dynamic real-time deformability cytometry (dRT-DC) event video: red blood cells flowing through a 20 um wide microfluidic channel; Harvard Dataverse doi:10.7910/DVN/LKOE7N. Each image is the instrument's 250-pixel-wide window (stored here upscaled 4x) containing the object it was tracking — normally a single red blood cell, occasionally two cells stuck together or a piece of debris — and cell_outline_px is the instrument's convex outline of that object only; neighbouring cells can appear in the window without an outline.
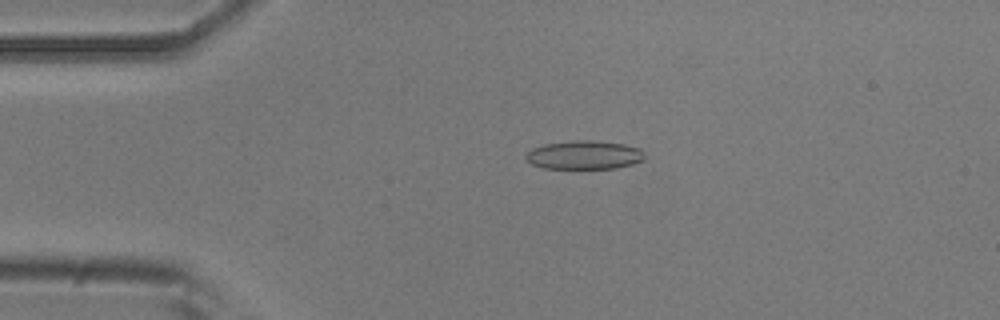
{"species": "common noctule bat (a hibernating species)", "species_latin": "Nyctalus noctula", "temperature_condition": "room temperature", "stored_images_in_passage": 44, "camera_frame_rate_fps": 3000, "um_per_image_px": 0.085, "animal": {"sex": "male", "body_mass_g": 20.5, "forearm_length_mm": 52.5}, "frame": {"image": 1, "passage_image": 3, "time_ms": 0.667, "image_size_px": [1000, 320], "cell_outline_px": [[644, 160], [632, 164], [616, 168], [544, 168], [532, 164], [524, 156], [532, 148], [544, 144], [572, 140], [592, 140], [624, 144], [640, 148], [644, 152]], "centroid_in_image_um": [49.67, 13.16], "position_along_channel_um": 35.3, "area_um2": 19.83}}
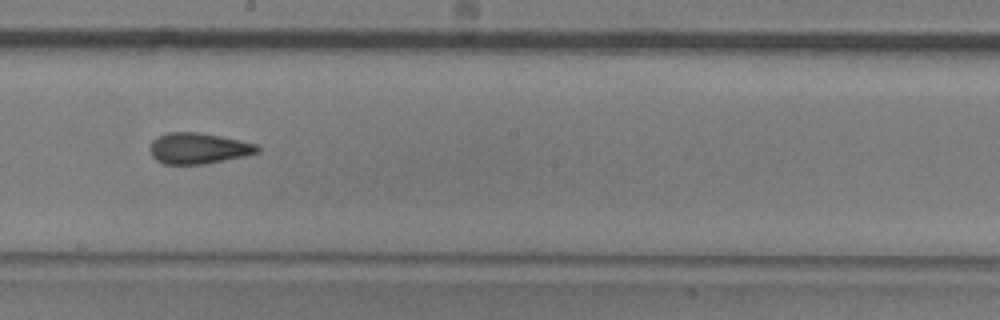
{"frame": {"image": 2, "passage_image": 21, "time_ms": 6.667, "image_size_px": [1000, 320], "cell_outline_px": [[260, 152], [244, 156], [204, 164], [164, 164], [156, 160], [152, 156], [148, 148], [152, 140], [156, 136], [168, 132], [196, 132], [220, 136], [240, 140], [256, 144], [260, 148]], "centroid_in_image_um": [16.82, 12.6], "position_along_channel_um": 231.4, "area_um2": 19.48}}
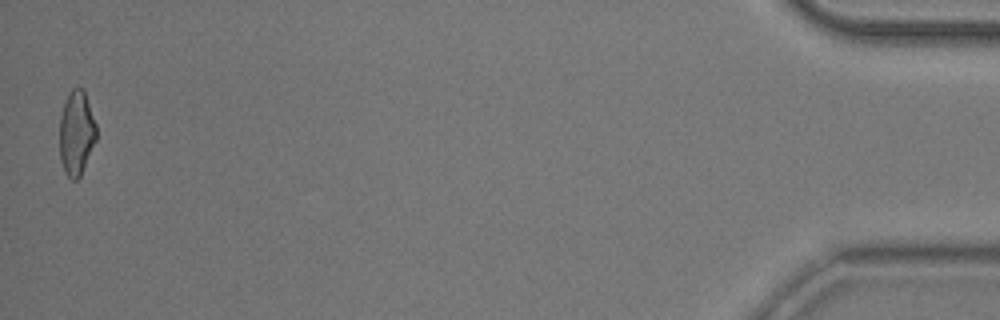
{"frame": {"image": 3, "passage_image": 44, "time_ms": 14.333, "image_size_px": [1000, 320], "cell_outline_px": [[96, 140], [80, 176], [76, 180], [72, 180], [64, 172], [60, 160], [60, 116], [64, 104], [72, 88], [84, 88], [96, 124]], "centroid_in_image_um": [6.5, 11.31], "position_along_channel_um": 428.7, "area_um2": 18.03}, "authors_computed_cell_mechanics": {"area_um2": 19.1896, "velocity_mm_per_s": 3.8209, "shape_relaxation_time_tau1_ms": 5.7106, "shape_relaxation_time_tau2_ms": 2.1309, "deformation_change_tau1": 0.161, "deformation_change_tau2": 0.1024}}